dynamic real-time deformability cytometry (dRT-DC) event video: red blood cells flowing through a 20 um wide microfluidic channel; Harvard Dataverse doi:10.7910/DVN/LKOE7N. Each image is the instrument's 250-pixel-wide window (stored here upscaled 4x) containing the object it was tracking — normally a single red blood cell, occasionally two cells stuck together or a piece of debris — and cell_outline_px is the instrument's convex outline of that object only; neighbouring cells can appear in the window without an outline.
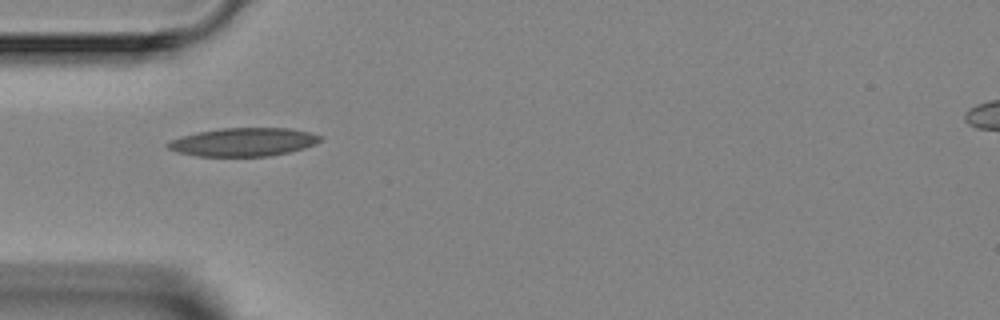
{"species": "Egyptian fruit bat (a non-hibernating species)", "species_latin": "Rousettus aegyptiacus", "temperature_condition": "room temperature", "stored_images_in_passage": 4, "camera_frame_rate_fps": 3000, "um_per_image_px": 0.085, "animal": {"sex": "female"}, "frame": {"image": 1, "passage_image": 1, "time_ms": 0.0, "image_size_px": [1000, 320], "cell_outline_px": [[320, 140], [316, 144], [304, 148], [272, 156], [196, 156], [176, 152], [168, 148], [164, 144], [168, 140], [196, 132], [224, 128], [288, 128], [308, 132], [320, 136]], "centroid_in_image_um": [20.63, 12.08], "position_along_channel_um": 64.4, "area_um2": 25.2}}
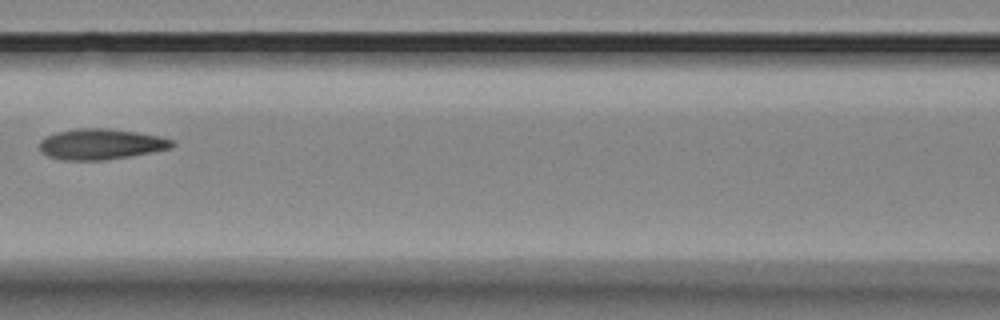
{"frame": {"image": 2, "passage_image": 3, "time_ms": 2.333, "image_size_px": [1000, 320], "cell_outline_px": [[176, 144], [172, 148], [152, 152], [104, 160], [64, 160], [48, 156], [40, 152], [40, 140], [56, 132], [76, 128], [108, 128], [136, 132], [160, 136], [172, 140]], "centroid_in_image_um": [8.58, 12.25], "position_along_channel_um": 158.0, "area_um2": 23.7}}
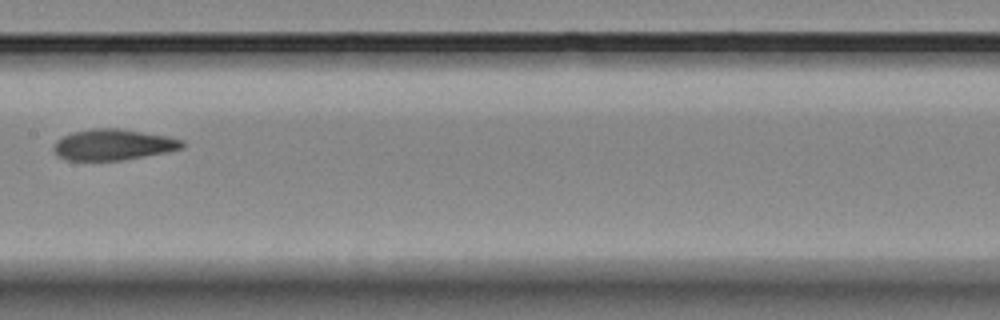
{"frame": {"image": 3, "passage_image": 4, "time_ms": 3.333, "image_size_px": [1000, 320], "cell_outline_px": [[184, 148], [168, 152], [124, 160], [64, 160], [56, 156], [52, 152], [52, 148], [56, 140], [72, 132], [92, 128], [116, 128], [168, 136], [184, 140]], "centroid_in_image_um": [9.6, 12.3], "position_along_channel_um": 197.8, "area_um2": 23.47}}